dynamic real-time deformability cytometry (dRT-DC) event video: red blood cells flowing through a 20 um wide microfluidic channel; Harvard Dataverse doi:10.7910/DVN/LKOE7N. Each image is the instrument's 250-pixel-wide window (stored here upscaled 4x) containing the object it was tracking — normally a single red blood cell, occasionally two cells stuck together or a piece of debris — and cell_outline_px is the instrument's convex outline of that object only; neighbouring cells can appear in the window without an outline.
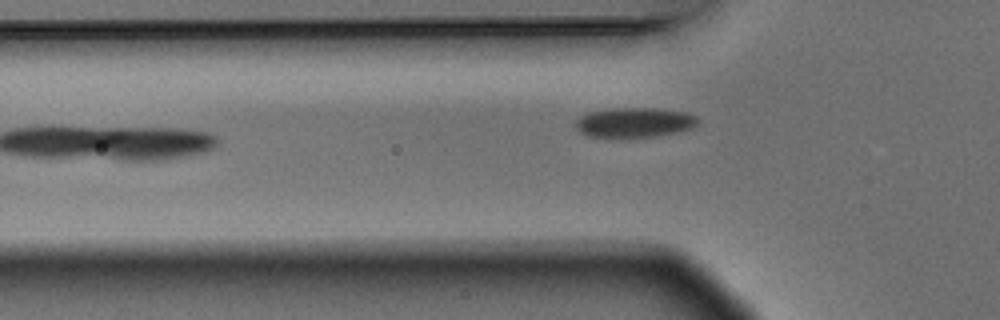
{"species": "Egyptian fruit bat (a non-hibernating species)", "species_latin": "Rousettus aegyptiacus", "temperature_condition": "warm", "stored_images_in_passage": 7, "camera_frame_rate_fps": 3000, "um_per_image_px": 0.085, "animal": {"sex": "male"}, "frame": {"image": 1, "passage_image": 5, "time_ms": 1.333, "image_size_px": [1000, 320], "cell_outline_px": [[700, 120], [696, 128], [680, 132], [660, 136], [588, 136], [580, 132], [576, 128], [576, 120], [580, 116], [588, 112], [612, 108], [656, 108], [688, 112], [696, 116]], "centroid_in_image_um": [54.02, 10.39], "position_along_channel_um": 71.8, "area_um2": 21.39}}
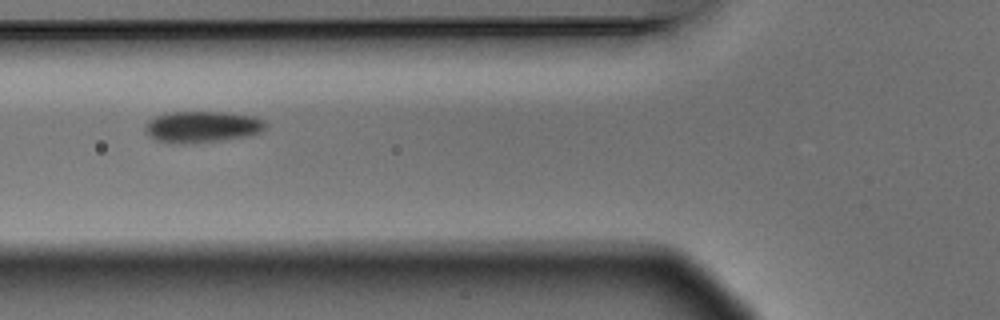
{"frame": {"image": 2, "passage_image": 6, "time_ms": 1.667, "image_size_px": [1000, 320], "cell_outline_px": [[264, 128], [260, 132], [244, 136], [220, 140], [188, 144], [172, 144], [156, 140], [148, 136], [144, 132], [144, 124], [148, 120], [156, 116], [168, 112], [224, 112], [256, 116], [264, 120]], "centroid_in_image_um": [17.1, 10.78], "position_along_channel_um": 108.7, "area_um2": 22.2}}
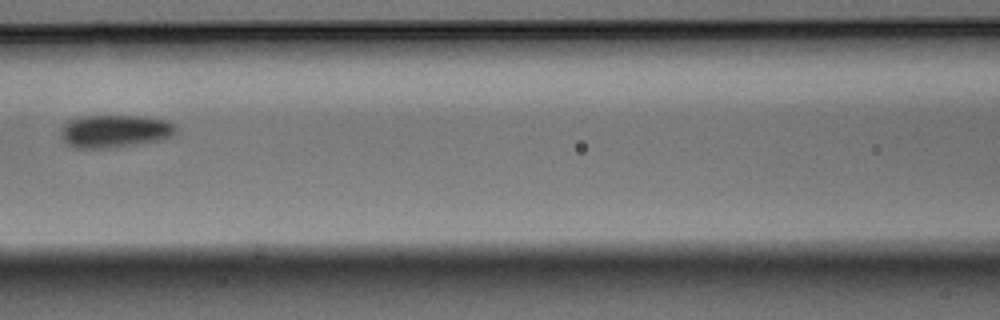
{"frame": {"image": 3, "passage_image": 7, "time_ms": 2.0, "image_size_px": [1000, 320], "cell_outline_px": [[176, 132], [172, 136], [160, 140], [116, 148], [76, 148], [68, 144], [60, 136], [60, 128], [68, 120], [80, 116], [136, 116], [168, 120], [176, 124]], "centroid_in_image_um": [9.75, 11.15], "position_along_channel_um": 156.8, "area_um2": 22.25}}